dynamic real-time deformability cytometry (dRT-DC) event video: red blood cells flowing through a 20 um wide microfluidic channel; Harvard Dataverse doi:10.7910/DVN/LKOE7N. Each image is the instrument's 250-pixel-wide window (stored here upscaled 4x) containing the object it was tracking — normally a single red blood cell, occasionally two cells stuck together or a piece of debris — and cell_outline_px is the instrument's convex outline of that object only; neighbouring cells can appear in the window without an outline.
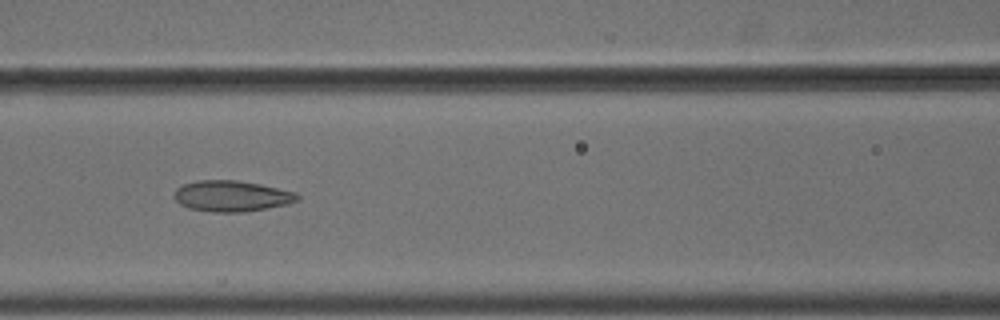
{"species": "common noctule bat (a hibernating species)", "species_latin": "Nyctalus noctula", "temperature_condition": "cold", "stored_images_in_passage": 11, "camera_frame_rate_fps": 3000, "um_per_image_px": 0.085, "animal": {"sex": "male", "body_mass_g": 18.8}, "frame": {"image": 1, "passage_image": 7, "time_ms": 2.0, "image_size_px": [1000, 320], "cell_outline_px": [[300, 200], [288, 204], [244, 212], [212, 212], [188, 208], [180, 204], [176, 200], [176, 188], [184, 184], [196, 180], [236, 180], [260, 184], [296, 192], [300, 196]], "centroid_in_image_um": [19.72, 16.66], "position_along_channel_um": 146.9, "area_um2": 22.2}}
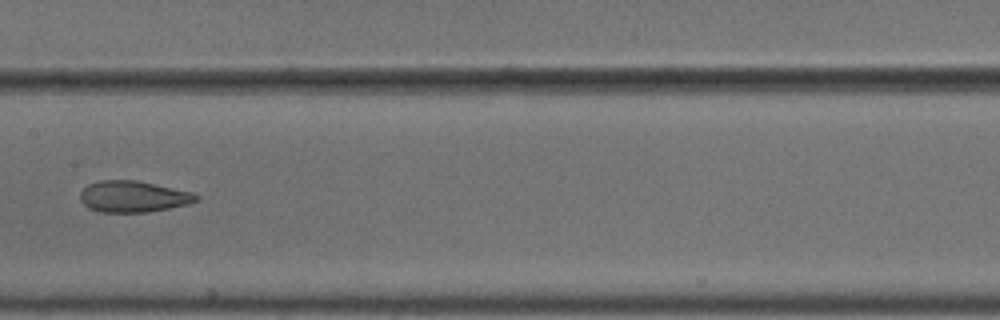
{"frame": {"image": 2, "passage_image": 8, "time_ms": 2.333, "image_size_px": [1000, 320], "cell_outline_px": [[200, 200], [188, 204], [148, 212], [100, 212], [88, 208], [80, 200], [80, 192], [88, 184], [100, 180], [136, 180], [156, 184], [192, 192], [200, 196]], "centroid_in_image_um": [11.33, 16.7], "position_along_channel_um": 196.1, "area_um2": 21.27}}
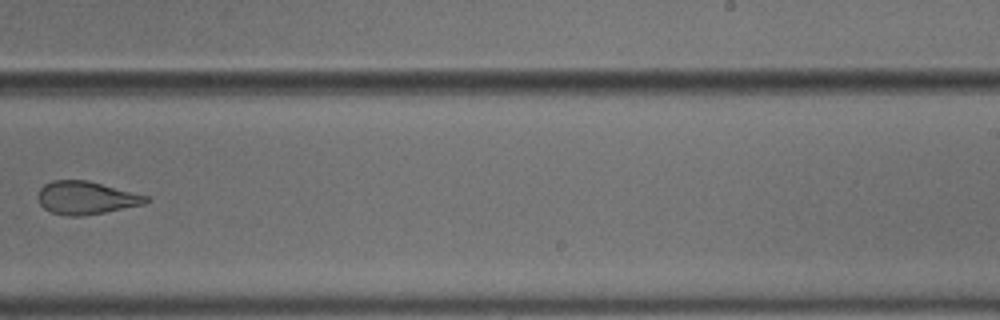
{"frame": {"image": 3, "passage_image": 10, "time_ms": 3.0, "image_size_px": [1000, 320], "cell_outline_px": [[152, 200], [144, 204], [84, 216], [68, 216], [52, 212], [44, 208], [40, 204], [36, 196], [40, 188], [44, 184], [52, 180], [88, 180], [148, 196]], "centroid_in_image_um": [7.3, 16.81], "position_along_channel_um": 281.7, "area_um2": 20.81}}